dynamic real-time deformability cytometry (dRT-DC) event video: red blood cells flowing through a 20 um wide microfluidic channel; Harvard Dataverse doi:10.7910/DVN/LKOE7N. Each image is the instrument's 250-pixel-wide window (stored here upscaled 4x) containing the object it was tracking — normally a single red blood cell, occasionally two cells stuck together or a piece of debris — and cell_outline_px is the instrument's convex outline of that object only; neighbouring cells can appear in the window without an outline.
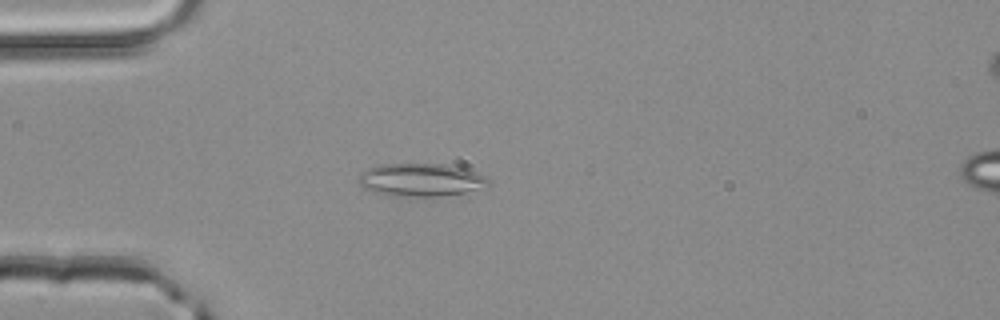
{"species": "common noctule bat (a hibernating species)", "species_latin": "Nyctalus noctula", "temperature_condition": "room temperature", "stored_images_in_passage": 2, "camera_frame_rate_fps": 3000, "um_per_image_px": 0.085, "animal": {"sex": "male", "body_mass_g": 20.4}, "frame": {"image": 1, "passage_image": 1, "time_ms": 0.0, "image_size_px": [1000, 320], "cell_outline_px": [[488, 192], [436, 196], [388, 196], [364, 188], [356, 180], [356, 176], [360, 172], [376, 164], [444, 164], [464, 168], [488, 176]], "centroid_in_image_um": [35.86, 15.31], "position_along_channel_um": 49.1, "area_um2": 25.95}}